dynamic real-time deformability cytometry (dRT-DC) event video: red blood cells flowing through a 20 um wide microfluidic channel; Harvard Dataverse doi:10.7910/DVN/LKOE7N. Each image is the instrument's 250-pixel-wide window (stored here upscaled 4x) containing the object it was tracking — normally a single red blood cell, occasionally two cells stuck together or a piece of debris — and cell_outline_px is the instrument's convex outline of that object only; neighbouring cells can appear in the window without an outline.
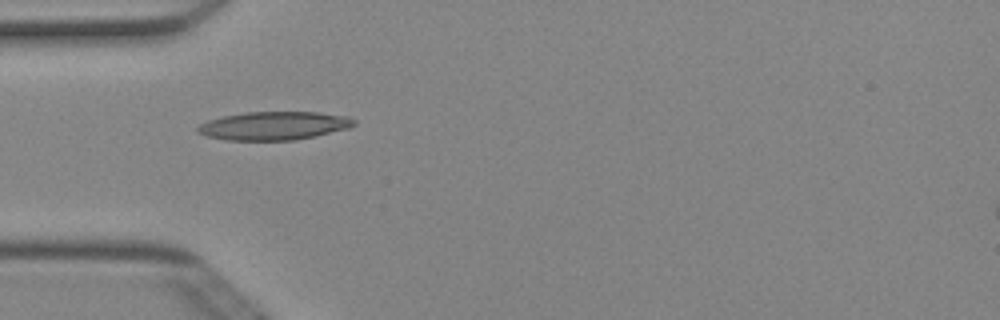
{"species": "Egyptian fruit bat (a non-hibernating species)", "species_latin": "Rousettus aegyptiacus", "temperature_condition": "cold", "stored_images_in_passage": 36, "camera_frame_rate_fps": 3000, "um_per_image_px": 0.085, "animal": {"sex": "female"}, "frame": {"image": 1, "passage_image": 1, "time_ms": 0.0, "image_size_px": [1000, 320], "cell_outline_px": [[356, 124], [348, 128], [316, 136], [292, 140], [228, 140], [208, 136], [196, 132], [196, 128], [200, 124], [208, 120], [224, 116], [248, 112], [320, 112], [348, 116], [356, 120]], "centroid_in_image_um": [23.31, 10.68], "position_along_channel_um": 61.7, "area_um2": 25.78}}
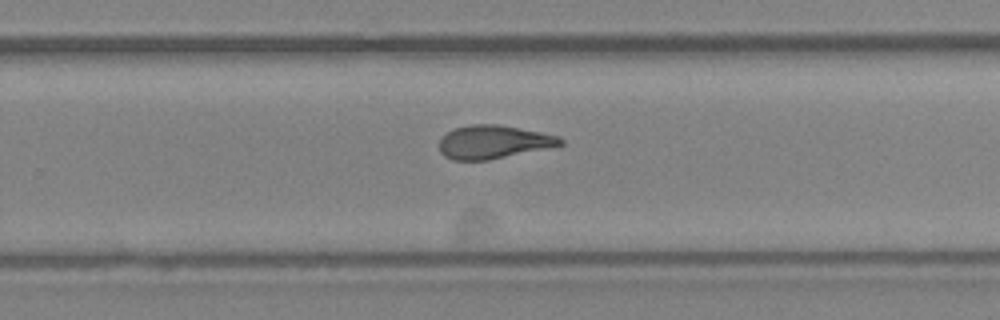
{"frame": {"image": 2, "passage_image": 18, "time_ms": 5.667, "image_size_px": [1000, 320], "cell_outline_px": [[564, 144], [560, 148], [488, 160], [452, 160], [444, 156], [440, 152], [440, 140], [448, 132], [456, 128], [472, 124], [496, 124], [540, 132], [560, 136], [564, 140]], "centroid_in_image_um": [42.07, 12.1], "position_along_channel_um": 287.7, "area_um2": 24.04}}
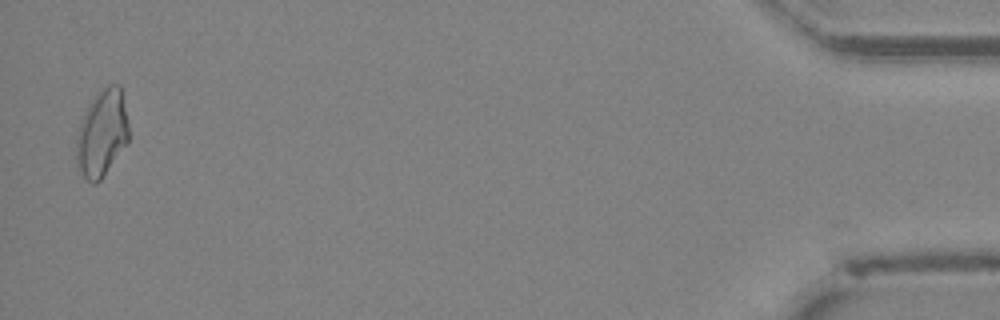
{"frame": {"image": 3, "passage_image": 35, "time_ms": 11.333, "image_size_px": [1000, 320], "cell_outline_px": [[128, 144], [100, 180], [96, 184], [92, 184], [84, 176], [76, 164], [76, 136], [80, 124], [88, 104], [92, 96], [100, 88], [108, 84], [120, 84], [128, 120]], "centroid_in_image_um": [8.67, 11.3], "position_along_channel_um": 426.5, "area_um2": 26.88}, "authors_computed_cell_mechanics": {"area_um2": 24.0737, "velocity_mm_per_s": 4.0196, "shape_relaxation_time_tau1_ms": 9.7383, "shape_relaxation_time_tau2_ms": 2.4511, "deformation_change_tau1": 0.2397, "deformation_change_tau2": 0.0984}}